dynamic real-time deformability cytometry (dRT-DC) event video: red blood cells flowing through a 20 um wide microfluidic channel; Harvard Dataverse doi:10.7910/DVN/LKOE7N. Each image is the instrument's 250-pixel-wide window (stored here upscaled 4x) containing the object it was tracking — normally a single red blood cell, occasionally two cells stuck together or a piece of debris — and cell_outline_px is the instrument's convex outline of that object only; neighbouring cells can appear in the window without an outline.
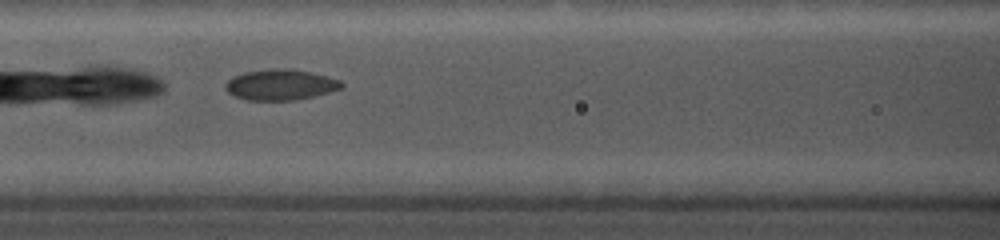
{"species": "common noctule bat (a hibernating species)", "species_latin": "Nyctalus noctula", "temperature_condition": "cold", "stored_images_in_passage": 41, "camera_frame_rate_fps": 5000, "um_per_image_px": 0.085, "animal": {"sex": "female", "body_mass_g": 19.0, "forearm_length_mm": 56.7}, "frame": {"image": 1, "passage_image": 12, "time_ms": 2.2, "image_size_px": [1000, 240], "cell_outline_px": [[344, 88], [296, 100], [244, 100], [232, 96], [224, 88], [224, 84], [232, 76], [244, 72], [272, 68], [292, 68], [328, 76], [340, 80], [344, 84]], "centroid_in_image_um": [23.81, 7.19], "position_along_channel_um": 142.8, "area_um2": 21.1}}